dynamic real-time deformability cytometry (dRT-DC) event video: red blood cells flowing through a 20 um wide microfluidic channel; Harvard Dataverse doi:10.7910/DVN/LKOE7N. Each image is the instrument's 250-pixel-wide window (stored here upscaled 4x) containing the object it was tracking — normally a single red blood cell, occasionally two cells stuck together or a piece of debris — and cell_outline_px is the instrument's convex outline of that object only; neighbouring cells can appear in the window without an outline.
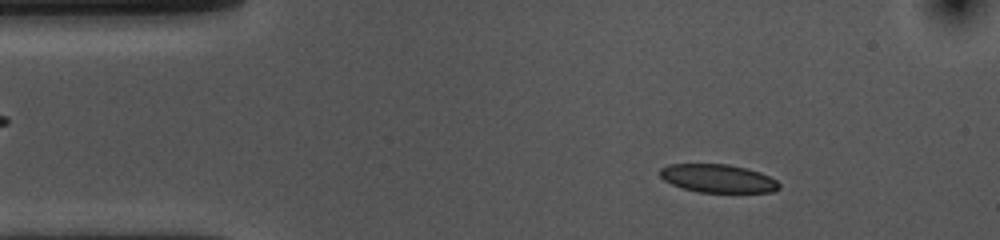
{"species": "common noctule bat (a hibernating species)", "species_latin": "Nyctalus noctula", "temperature_condition": "cold", "stored_images_in_passage": 54, "camera_frame_rate_fps": 3000, "um_per_image_px": 0.085, "animal": {"sex": "female", "body_mass_g": 10.0, "forearm_length_mm": 53.1}, "frame": {"image": 1, "passage_image": 7, "time_ms": 2.0, "image_size_px": [1000, 240], "cell_outline_px": [[780, 188], [772, 192], [700, 192], [684, 188], [672, 184], [664, 180], [660, 176], [660, 168], [668, 164], [728, 164], [760, 172], [776, 180], [780, 184]], "centroid_in_image_um": [61.02, 15.16], "position_along_channel_um": 24.0, "area_um2": 19.48}}
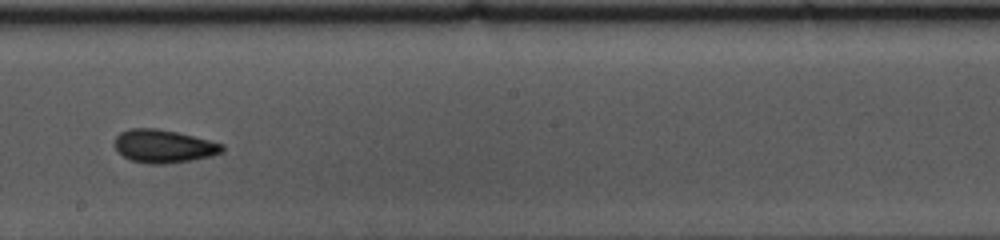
{"frame": {"image": 2, "passage_image": 29, "time_ms": 9.333, "image_size_px": [1000, 240], "cell_outline_px": [[224, 152], [212, 156], [192, 160], [164, 164], [148, 164], [132, 160], [124, 156], [112, 144], [116, 136], [120, 132], [128, 128], [156, 128], [176, 132], [224, 144]], "centroid_in_image_um": [13.9, 12.43], "position_along_channel_um": 234.3, "area_um2": 20.81}}
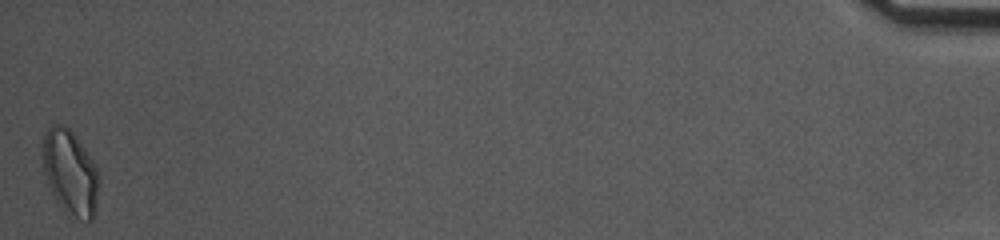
{"frame": {"image": 3, "passage_image": 54, "time_ms": 17.667, "image_size_px": [1000, 240], "cell_outline_px": [[100, 184], [96, 204], [92, 220], [88, 220], [68, 216], [64, 212], [56, 200], [48, 184], [44, 172], [44, 136], [48, 128], [52, 124], [64, 124], [72, 132], [84, 148], [92, 160], [96, 168], [100, 180]], "centroid_in_image_um": [5.99, 14.69], "position_along_channel_um": 429.2, "area_um2": 27.51}, "authors_computed_cell_mechanics": {"area_um2": 20.3167, "velocity_mm_per_s": 3.5757, "shape_relaxation_time_tau1_ms": 7.9541, "shape_relaxation_time_tau2_ms": 3.1448, "deformation_change_tau1": 0.1377, "deformation_change_tau2": 0.0971}}